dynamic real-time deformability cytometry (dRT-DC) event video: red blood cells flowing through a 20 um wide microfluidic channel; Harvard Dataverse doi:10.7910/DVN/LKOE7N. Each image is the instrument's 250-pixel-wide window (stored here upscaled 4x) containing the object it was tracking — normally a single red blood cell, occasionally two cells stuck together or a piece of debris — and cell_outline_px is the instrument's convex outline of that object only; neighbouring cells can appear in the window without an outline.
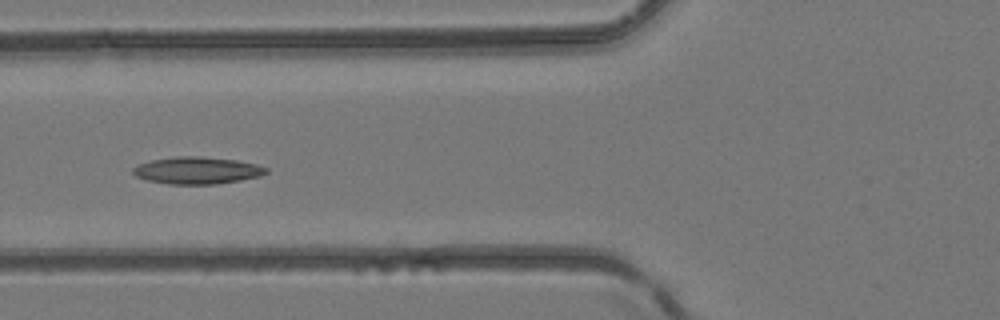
{"species": "common noctule bat (a hibernating species)", "species_latin": "Nyctalus noctula", "temperature_condition": "room temperature", "stored_images_in_passage": 2, "camera_frame_rate_fps": 3000, "um_per_image_px": 0.085, "animal": {"sex": "female", "body_mass_g": 24.6, "forearm_length_mm": 56.2}, "frame": {"image": 1, "passage_image": 2, "time_ms": 0.333, "image_size_px": [1000, 320], "cell_outline_px": [[268, 172], [260, 176], [240, 180], [216, 184], [168, 184], [148, 180], [136, 176], [132, 172], [132, 168], [136, 164], [152, 160], [176, 156], [200, 156], [236, 160], [256, 164], [268, 168]], "centroid_in_image_um": [16.74, 14.48], "position_along_channel_um": 109.1, "area_um2": 21.04}}